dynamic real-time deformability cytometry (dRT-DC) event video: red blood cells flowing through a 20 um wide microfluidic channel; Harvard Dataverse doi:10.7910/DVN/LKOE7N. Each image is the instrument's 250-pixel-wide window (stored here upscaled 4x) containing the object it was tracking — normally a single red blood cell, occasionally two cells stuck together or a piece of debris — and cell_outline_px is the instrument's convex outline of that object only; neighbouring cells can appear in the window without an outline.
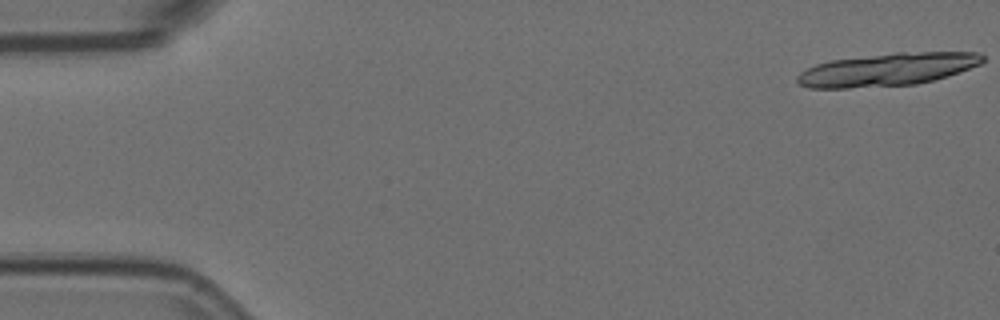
{"species": "Egyptian fruit bat (a non-hibernating species)", "species_latin": "Rousettus aegyptiacus", "temperature_condition": "room temperature", "stored_images_in_passage": 5, "camera_frame_rate_fps": 3000, "um_per_image_px": 0.085, "animal": {"sex": "female"}, "frame": {"image": 1, "passage_image": 1, "time_ms": 0.0, "image_size_px": [1000, 320], "cell_outline_px": [[984, 60], [980, 64], [960, 72], [932, 80], [916, 84], [848, 88], [808, 88], [800, 84], [796, 80], [796, 76], [800, 72], [816, 64], [832, 60], [896, 52], [980, 52], [984, 56]], "centroid_in_image_um": [75.43, 5.9], "position_along_channel_um": 9.6, "area_um2": 35.32}}
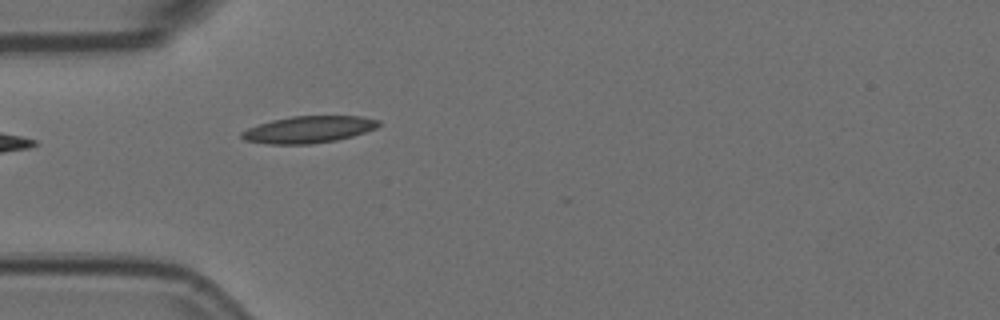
{"frame": {"image": 2, "passage_image": 5, "time_ms": 1.333, "image_size_px": [1000, 320], "cell_outline_px": [[380, 124], [376, 128], [352, 136], [336, 140], [312, 144], [268, 144], [244, 140], [240, 136], [240, 132], [248, 128], [272, 120], [292, 116], [360, 116], [380, 120]], "centroid_in_image_um": [26.22, 11.01], "position_along_channel_um": 58.8, "area_um2": 21.39}}